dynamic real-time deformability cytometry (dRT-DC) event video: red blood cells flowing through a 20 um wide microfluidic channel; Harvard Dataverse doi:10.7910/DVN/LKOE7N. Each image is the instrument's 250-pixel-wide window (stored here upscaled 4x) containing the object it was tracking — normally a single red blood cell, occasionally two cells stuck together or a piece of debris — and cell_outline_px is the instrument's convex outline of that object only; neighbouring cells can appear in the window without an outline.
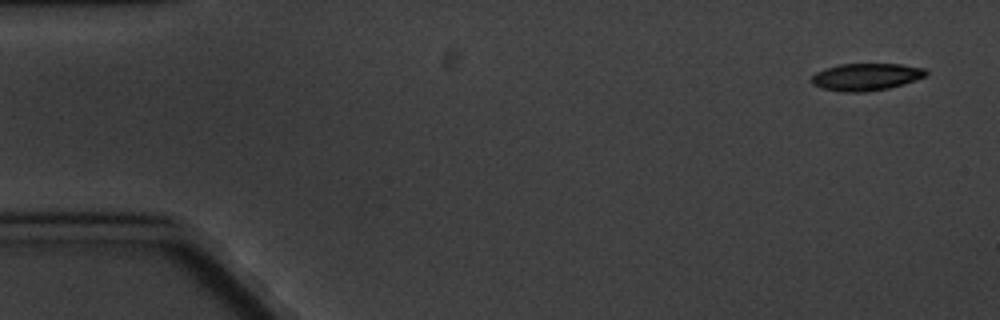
{"species": "common noctule bat (a hibernating species)", "species_latin": "Nyctalus noctula", "temperature_condition": "cold", "stored_images_in_passage": 5, "camera_frame_rate_fps": 3000, "um_per_image_px": 0.085, "animal": {"sex": "male", "body_mass_g": 20.1, "forearm_length_mm": 53.5}, "frame": {"image": 1, "passage_image": 1, "time_ms": 0.0, "image_size_px": [1000, 320], "cell_outline_px": [[928, 72], [924, 76], [904, 84], [888, 88], [868, 92], [840, 92], [820, 88], [812, 84], [808, 80], [816, 72], [824, 68], [840, 64], [900, 64], [924, 68]], "centroid_in_image_um": [73.54, 6.54], "position_along_channel_um": 11.5, "area_um2": 18.32}}
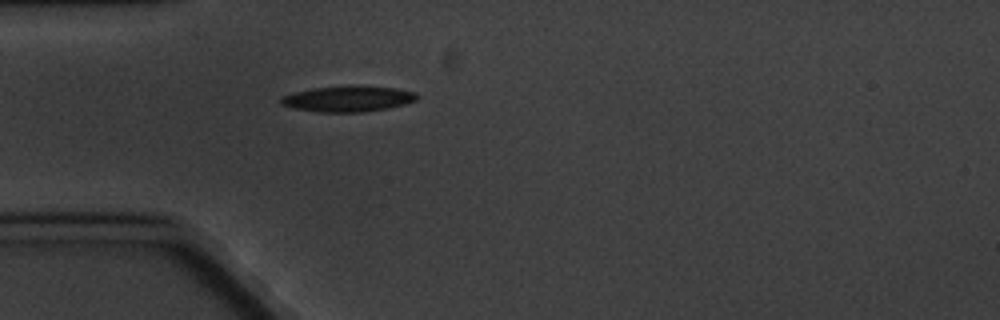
{"frame": {"image": 2, "passage_image": 5, "time_ms": 4.667, "image_size_px": [1000, 320], "cell_outline_px": [[416, 100], [404, 104], [388, 108], [364, 112], [316, 112], [292, 108], [280, 104], [280, 96], [312, 88], [396, 88], [416, 92]], "centroid_in_image_um": [29.52, 8.45], "position_along_channel_um": 55.5, "area_um2": 19.59}}